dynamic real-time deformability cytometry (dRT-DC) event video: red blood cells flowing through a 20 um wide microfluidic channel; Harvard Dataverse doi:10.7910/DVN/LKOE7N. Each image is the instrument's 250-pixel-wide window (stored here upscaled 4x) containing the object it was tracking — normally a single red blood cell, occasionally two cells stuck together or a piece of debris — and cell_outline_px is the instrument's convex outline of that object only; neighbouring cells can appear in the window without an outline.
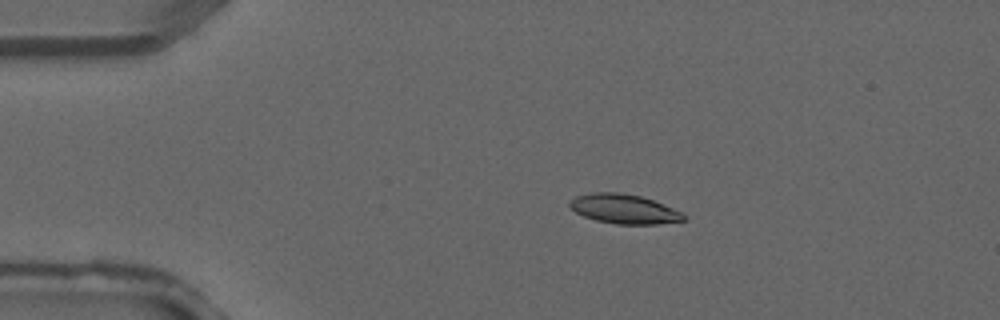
{"species": "common noctule bat (a hibernating species)", "species_latin": "Nyctalus noctula", "temperature_condition": "warm", "stored_images_in_passage": 4, "camera_frame_rate_fps": 3000, "um_per_image_px": 0.085, "animal": {"sex": "male", "forearm_length_mm": 52.5}, "frame": {"image": 1, "passage_image": 2, "time_ms": 0.333, "image_size_px": [1000, 320], "cell_outline_px": [[684, 220], [656, 224], [616, 224], [596, 220], [584, 216], [576, 212], [568, 204], [576, 196], [592, 192], [620, 192], [640, 196], [652, 200], [684, 212]], "centroid_in_image_um": [53.05, 17.75], "position_along_channel_um": 32.0, "area_um2": 19.36}}